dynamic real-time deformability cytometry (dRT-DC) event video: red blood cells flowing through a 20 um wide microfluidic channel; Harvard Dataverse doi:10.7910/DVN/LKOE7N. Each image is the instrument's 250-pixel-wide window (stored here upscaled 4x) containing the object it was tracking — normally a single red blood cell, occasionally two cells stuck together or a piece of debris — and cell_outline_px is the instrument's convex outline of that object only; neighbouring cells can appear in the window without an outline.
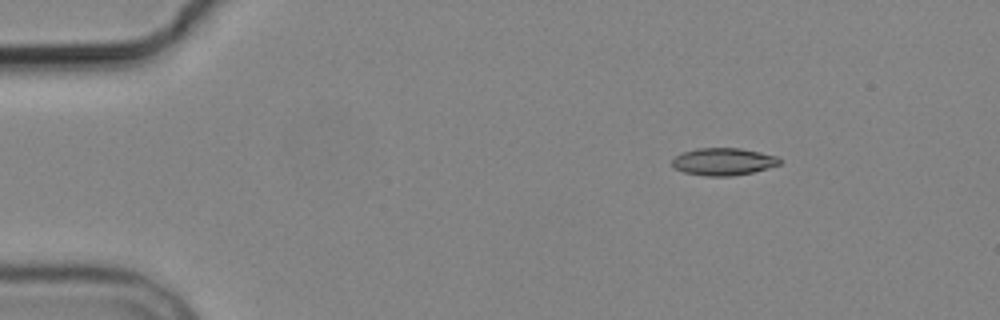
{"species": "common noctule bat (a hibernating species)", "species_latin": "Nyctalus noctula", "temperature_condition": "cold", "stored_images_in_passage": 4, "segment_of_instrument_passage": [2, 2], "camera_frame_rate_fps": 3000, "um_per_image_px": 0.085, "animal": {"sex": "male", "body_mass_g": 19.2, "forearm_length_mm": 51.8}, "frame": {"image": 1, "passage_image": 4, "time_ms": 5.0, "image_size_px": [1000, 320], "cell_outline_px": [[780, 164], [768, 168], [752, 172], [732, 176], [704, 176], [684, 172], [676, 168], [672, 164], [672, 160], [680, 152], [696, 148], [740, 148], [780, 156]], "centroid_in_image_um": [61.49, 13.73], "position_along_channel_um": 23.5, "area_um2": 17.22}}